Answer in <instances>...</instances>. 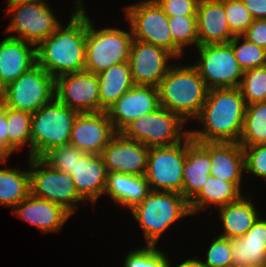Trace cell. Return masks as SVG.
<instances>
[{"instance_id": "6da1fadb", "label": "cell", "mask_w": 266, "mask_h": 267, "mask_svg": "<svg viewBox=\"0 0 266 267\" xmlns=\"http://www.w3.org/2000/svg\"><path fill=\"white\" fill-rule=\"evenodd\" d=\"M66 25L36 46V63L54 79L67 73L85 70L87 12L83 0H75Z\"/></svg>"}, {"instance_id": "7a4b0ae2", "label": "cell", "mask_w": 266, "mask_h": 267, "mask_svg": "<svg viewBox=\"0 0 266 267\" xmlns=\"http://www.w3.org/2000/svg\"><path fill=\"white\" fill-rule=\"evenodd\" d=\"M245 109L246 103L239 87L210 89L194 119L203 127L190 129L189 135L197 142L239 143Z\"/></svg>"}, {"instance_id": "3957f363", "label": "cell", "mask_w": 266, "mask_h": 267, "mask_svg": "<svg viewBox=\"0 0 266 267\" xmlns=\"http://www.w3.org/2000/svg\"><path fill=\"white\" fill-rule=\"evenodd\" d=\"M176 62L157 86L159 103L190 123L200 113L208 88L193 63L182 65Z\"/></svg>"}, {"instance_id": "277c9868", "label": "cell", "mask_w": 266, "mask_h": 267, "mask_svg": "<svg viewBox=\"0 0 266 267\" xmlns=\"http://www.w3.org/2000/svg\"><path fill=\"white\" fill-rule=\"evenodd\" d=\"M129 214L140 226L146 245H156L180 219L192 216L189 202L177 192L151 191Z\"/></svg>"}, {"instance_id": "5b68a950", "label": "cell", "mask_w": 266, "mask_h": 267, "mask_svg": "<svg viewBox=\"0 0 266 267\" xmlns=\"http://www.w3.org/2000/svg\"><path fill=\"white\" fill-rule=\"evenodd\" d=\"M77 114L55 97L32 113L31 157L41 158L49 150L69 144Z\"/></svg>"}, {"instance_id": "8992f818", "label": "cell", "mask_w": 266, "mask_h": 267, "mask_svg": "<svg viewBox=\"0 0 266 267\" xmlns=\"http://www.w3.org/2000/svg\"><path fill=\"white\" fill-rule=\"evenodd\" d=\"M133 40L130 26L129 31L116 27L98 29L87 12L85 71L99 74L115 64L129 62Z\"/></svg>"}, {"instance_id": "52a82bcc", "label": "cell", "mask_w": 266, "mask_h": 267, "mask_svg": "<svg viewBox=\"0 0 266 267\" xmlns=\"http://www.w3.org/2000/svg\"><path fill=\"white\" fill-rule=\"evenodd\" d=\"M186 125L178 114L160 106L130 122L121 133L147 147L171 146L182 142L189 135Z\"/></svg>"}, {"instance_id": "ba28073f", "label": "cell", "mask_w": 266, "mask_h": 267, "mask_svg": "<svg viewBox=\"0 0 266 267\" xmlns=\"http://www.w3.org/2000/svg\"><path fill=\"white\" fill-rule=\"evenodd\" d=\"M48 3L7 1L6 14L11 15L5 33L13 39L37 46L62 23Z\"/></svg>"}, {"instance_id": "9c48e42d", "label": "cell", "mask_w": 266, "mask_h": 267, "mask_svg": "<svg viewBox=\"0 0 266 267\" xmlns=\"http://www.w3.org/2000/svg\"><path fill=\"white\" fill-rule=\"evenodd\" d=\"M30 194L58 204L73 215L86 202L77 192L70 174L60 172L41 158L28 157Z\"/></svg>"}, {"instance_id": "30bf717a", "label": "cell", "mask_w": 266, "mask_h": 267, "mask_svg": "<svg viewBox=\"0 0 266 267\" xmlns=\"http://www.w3.org/2000/svg\"><path fill=\"white\" fill-rule=\"evenodd\" d=\"M195 50L197 57L193 65L208 90L239 87L244 72L229 42L198 45Z\"/></svg>"}, {"instance_id": "8fae6325", "label": "cell", "mask_w": 266, "mask_h": 267, "mask_svg": "<svg viewBox=\"0 0 266 267\" xmlns=\"http://www.w3.org/2000/svg\"><path fill=\"white\" fill-rule=\"evenodd\" d=\"M55 79L39 64L5 87L4 106L34 113L54 97Z\"/></svg>"}, {"instance_id": "7c38bea8", "label": "cell", "mask_w": 266, "mask_h": 267, "mask_svg": "<svg viewBox=\"0 0 266 267\" xmlns=\"http://www.w3.org/2000/svg\"><path fill=\"white\" fill-rule=\"evenodd\" d=\"M124 18L133 38L161 47L173 54V37L169 17L155 0H141L123 7Z\"/></svg>"}, {"instance_id": "4fadbf2b", "label": "cell", "mask_w": 266, "mask_h": 267, "mask_svg": "<svg viewBox=\"0 0 266 267\" xmlns=\"http://www.w3.org/2000/svg\"><path fill=\"white\" fill-rule=\"evenodd\" d=\"M186 138L175 145L150 147L145 177L151 191L177 192L182 195Z\"/></svg>"}, {"instance_id": "5bb4252c", "label": "cell", "mask_w": 266, "mask_h": 267, "mask_svg": "<svg viewBox=\"0 0 266 267\" xmlns=\"http://www.w3.org/2000/svg\"><path fill=\"white\" fill-rule=\"evenodd\" d=\"M55 98L78 113L100 112L97 74L80 71L55 78Z\"/></svg>"}, {"instance_id": "9a60e30c", "label": "cell", "mask_w": 266, "mask_h": 267, "mask_svg": "<svg viewBox=\"0 0 266 267\" xmlns=\"http://www.w3.org/2000/svg\"><path fill=\"white\" fill-rule=\"evenodd\" d=\"M174 61L179 62L172 53L164 48L135 39L132 42L129 65L135 85L157 87Z\"/></svg>"}, {"instance_id": "2e32d148", "label": "cell", "mask_w": 266, "mask_h": 267, "mask_svg": "<svg viewBox=\"0 0 266 267\" xmlns=\"http://www.w3.org/2000/svg\"><path fill=\"white\" fill-rule=\"evenodd\" d=\"M150 147L117 132L100 154L107 172L144 176Z\"/></svg>"}, {"instance_id": "e0dca14e", "label": "cell", "mask_w": 266, "mask_h": 267, "mask_svg": "<svg viewBox=\"0 0 266 267\" xmlns=\"http://www.w3.org/2000/svg\"><path fill=\"white\" fill-rule=\"evenodd\" d=\"M116 133L106 111L78 113L69 144L85 153L100 155Z\"/></svg>"}, {"instance_id": "ac0fdd59", "label": "cell", "mask_w": 266, "mask_h": 267, "mask_svg": "<svg viewBox=\"0 0 266 267\" xmlns=\"http://www.w3.org/2000/svg\"><path fill=\"white\" fill-rule=\"evenodd\" d=\"M160 107L158 88L152 85H134L106 112L116 132L130 122Z\"/></svg>"}, {"instance_id": "d6986e66", "label": "cell", "mask_w": 266, "mask_h": 267, "mask_svg": "<svg viewBox=\"0 0 266 267\" xmlns=\"http://www.w3.org/2000/svg\"><path fill=\"white\" fill-rule=\"evenodd\" d=\"M18 219L29 223L42 233H57L71 218V214L58 204L29 194L12 209Z\"/></svg>"}, {"instance_id": "ffe728a7", "label": "cell", "mask_w": 266, "mask_h": 267, "mask_svg": "<svg viewBox=\"0 0 266 267\" xmlns=\"http://www.w3.org/2000/svg\"><path fill=\"white\" fill-rule=\"evenodd\" d=\"M211 171L209 142L186 137V158L183 167L182 196L190 202L208 180Z\"/></svg>"}, {"instance_id": "44dd1931", "label": "cell", "mask_w": 266, "mask_h": 267, "mask_svg": "<svg viewBox=\"0 0 266 267\" xmlns=\"http://www.w3.org/2000/svg\"><path fill=\"white\" fill-rule=\"evenodd\" d=\"M69 174L85 201L95 205L103 197L107 169L101 155L85 153Z\"/></svg>"}, {"instance_id": "7402d4cb", "label": "cell", "mask_w": 266, "mask_h": 267, "mask_svg": "<svg viewBox=\"0 0 266 267\" xmlns=\"http://www.w3.org/2000/svg\"><path fill=\"white\" fill-rule=\"evenodd\" d=\"M196 17L199 45L228 43L234 37L225 15L224 0H199Z\"/></svg>"}, {"instance_id": "603a6c76", "label": "cell", "mask_w": 266, "mask_h": 267, "mask_svg": "<svg viewBox=\"0 0 266 267\" xmlns=\"http://www.w3.org/2000/svg\"><path fill=\"white\" fill-rule=\"evenodd\" d=\"M36 64V46L7 36L0 42V81L6 87Z\"/></svg>"}, {"instance_id": "cb8c5ba5", "label": "cell", "mask_w": 266, "mask_h": 267, "mask_svg": "<svg viewBox=\"0 0 266 267\" xmlns=\"http://www.w3.org/2000/svg\"><path fill=\"white\" fill-rule=\"evenodd\" d=\"M211 160L210 176L234 182L241 189L245 173V155L242 146L236 142H209Z\"/></svg>"}, {"instance_id": "d4e9b609", "label": "cell", "mask_w": 266, "mask_h": 267, "mask_svg": "<svg viewBox=\"0 0 266 267\" xmlns=\"http://www.w3.org/2000/svg\"><path fill=\"white\" fill-rule=\"evenodd\" d=\"M232 266H266V219L259 217L242 236L231 239Z\"/></svg>"}, {"instance_id": "484cf974", "label": "cell", "mask_w": 266, "mask_h": 267, "mask_svg": "<svg viewBox=\"0 0 266 267\" xmlns=\"http://www.w3.org/2000/svg\"><path fill=\"white\" fill-rule=\"evenodd\" d=\"M253 193H246L239 200L217 208L223 229L219 236L229 239L242 237L261 216L252 202Z\"/></svg>"}, {"instance_id": "4316f807", "label": "cell", "mask_w": 266, "mask_h": 267, "mask_svg": "<svg viewBox=\"0 0 266 267\" xmlns=\"http://www.w3.org/2000/svg\"><path fill=\"white\" fill-rule=\"evenodd\" d=\"M151 192L145 176L107 172L105 194L120 207L131 210Z\"/></svg>"}, {"instance_id": "83f0119b", "label": "cell", "mask_w": 266, "mask_h": 267, "mask_svg": "<svg viewBox=\"0 0 266 267\" xmlns=\"http://www.w3.org/2000/svg\"><path fill=\"white\" fill-rule=\"evenodd\" d=\"M242 192L243 189L234 182L209 176L200 192L189 202L190 212L197 216L201 212H208V208H211V206L217 209L239 200L246 193Z\"/></svg>"}, {"instance_id": "f1b7e54d", "label": "cell", "mask_w": 266, "mask_h": 267, "mask_svg": "<svg viewBox=\"0 0 266 267\" xmlns=\"http://www.w3.org/2000/svg\"><path fill=\"white\" fill-rule=\"evenodd\" d=\"M100 112L107 111L135 83L129 62L118 63L97 74Z\"/></svg>"}, {"instance_id": "f546056e", "label": "cell", "mask_w": 266, "mask_h": 267, "mask_svg": "<svg viewBox=\"0 0 266 267\" xmlns=\"http://www.w3.org/2000/svg\"><path fill=\"white\" fill-rule=\"evenodd\" d=\"M30 194V171L15 167L0 168V206L11 208Z\"/></svg>"}, {"instance_id": "4dcf8cb0", "label": "cell", "mask_w": 266, "mask_h": 267, "mask_svg": "<svg viewBox=\"0 0 266 267\" xmlns=\"http://www.w3.org/2000/svg\"><path fill=\"white\" fill-rule=\"evenodd\" d=\"M239 144L242 147L266 144V101L246 105Z\"/></svg>"}, {"instance_id": "1f68e13d", "label": "cell", "mask_w": 266, "mask_h": 267, "mask_svg": "<svg viewBox=\"0 0 266 267\" xmlns=\"http://www.w3.org/2000/svg\"><path fill=\"white\" fill-rule=\"evenodd\" d=\"M169 29L173 37V55L183 60L185 48L199 45L196 16L169 17Z\"/></svg>"}, {"instance_id": "d6a6232c", "label": "cell", "mask_w": 266, "mask_h": 267, "mask_svg": "<svg viewBox=\"0 0 266 267\" xmlns=\"http://www.w3.org/2000/svg\"><path fill=\"white\" fill-rule=\"evenodd\" d=\"M31 124V113L7 107L8 145L16 152L28 146V157H31Z\"/></svg>"}, {"instance_id": "836d02e7", "label": "cell", "mask_w": 266, "mask_h": 267, "mask_svg": "<svg viewBox=\"0 0 266 267\" xmlns=\"http://www.w3.org/2000/svg\"><path fill=\"white\" fill-rule=\"evenodd\" d=\"M229 43L243 72L266 65V49L253 44L243 36H234Z\"/></svg>"}, {"instance_id": "e575fe53", "label": "cell", "mask_w": 266, "mask_h": 267, "mask_svg": "<svg viewBox=\"0 0 266 267\" xmlns=\"http://www.w3.org/2000/svg\"><path fill=\"white\" fill-rule=\"evenodd\" d=\"M239 89L246 105L266 101V65L243 73Z\"/></svg>"}, {"instance_id": "d590c367", "label": "cell", "mask_w": 266, "mask_h": 267, "mask_svg": "<svg viewBox=\"0 0 266 267\" xmlns=\"http://www.w3.org/2000/svg\"><path fill=\"white\" fill-rule=\"evenodd\" d=\"M124 258L123 267H169L170 258L156 245L134 248Z\"/></svg>"}, {"instance_id": "8d00e7d4", "label": "cell", "mask_w": 266, "mask_h": 267, "mask_svg": "<svg viewBox=\"0 0 266 267\" xmlns=\"http://www.w3.org/2000/svg\"><path fill=\"white\" fill-rule=\"evenodd\" d=\"M84 154L74 145L66 144L49 150L41 159L50 167L69 174Z\"/></svg>"}, {"instance_id": "74e56055", "label": "cell", "mask_w": 266, "mask_h": 267, "mask_svg": "<svg viewBox=\"0 0 266 267\" xmlns=\"http://www.w3.org/2000/svg\"><path fill=\"white\" fill-rule=\"evenodd\" d=\"M224 10L234 36H242L254 21L242 0H224Z\"/></svg>"}, {"instance_id": "f35d334b", "label": "cell", "mask_w": 266, "mask_h": 267, "mask_svg": "<svg viewBox=\"0 0 266 267\" xmlns=\"http://www.w3.org/2000/svg\"><path fill=\"white\" fill-rule=\"evenodd\" d=\"M206 250L205 260L200 259L204 267H223L232 265L231 239L215 236Z\"/></svg>"}, {"instance_id": "ab89813d", "label": "cell", "mask_w": 266, "mask_h": 267, "mask_svg": "<svg viewBox=\"0 0 266 267\" xmlns=\"http://www.w3.org/2000/svg\"><path fill=\"white\" fill-rule=\"evenodd\" d=\"M245 155V172L262 181L266 179V144L242 147Z\"/></svg>"}, {"instance_id": "60d3db41", "label": "cell", "mask_w": 266, "mask_h": 267, "mask_svg": "<svg viewBox=\"0 0 266 267\" xmlns=\"http://www.w3.org/2000/svg\"><path fill=\"white\" fill-rule=\"evenodd\" d=\"M168 17L196 16L199 0H155Z\"/></svg>"}, {"instance_id": "b9f144b4", "label": "cell", "mask_w": 266, "mask_h": 267, "mask_svg": "<svg viewBox=\"0 0 266 267\" xmlns=\"http://www.w3.org/2000/svg\"><path fill=\"white\" fill-rule=\"evenodd\" d=\"M242 36L266 49V19H255Z\"/></svg>"}, {"instance_id": "7bdbcfd3", "label": "cell", "mask_w": 266, "mask_h": 267, "mask_svg": "<svg viewBox=\"0 0 266 267\" xmlns=\"http://www.w3.org/2000/svg\"><path fill=\"white\" fill-rule=\"evenodd\" d=\"M253 19H266V0H242Z\"/></svg>"}, {"instance_id": "ee69618b", "label": "cell", "mask_w": 266, "mask_h": 267, "mask_svg": "<svg viewBox=\"0 0 266 267\" xmlns=\"http://www.w3.org/2000/svg\"><path fill=\"white\" fill-rule=\"evenodd\" d=\"M13 152L15 153V151L8 145V136L0 135V163L6 165Z\"/></svg>"}, {"instance_id": "f6af8a7d", "label": "cell", "mask_w": 266, "mask_h": 267, "mask_svg": "<svg viewBox=\"0 0 266 267\" xmlns=\"http://www.w3.org/2000/svg\"><path fill=\"white\" fill-rule=\"evenodd\" d=\"M172 261H170L169 263V267H204L202 265V262L200 261V258H187L186 260H184L183 262H181L180 264H178L177 266L176 265H173L171 264Z\"/></svg>"}, {"instance_id": "bcb514c9", "label": "cell", "mask_w": 266, "mask_h": 267, "mask_svg": "<svg viewBox=\"0 0 266 267\" xmlns=\"http://www.w3.org/2000/svg\"><path fill=\"white\" fill-rule=\"evenodd\" d=\"M0 135H7V107L3 106V109L0 111Z\"/></svg>"}, {"instance_id": "7dc6e473", "label": "cell", "mask_w": 266, "mask_h": 267, "mask_svg": "<svg viewBox=\"0 0 266 267\" xmlns=\"http://www.w3.org/2000/svg\"><path fill=\"white\" fill-rule=\"evenodd\" d=\"M5 97V86L0 81V101H3Z\"/></svg>"}, {"instance_id": "c3c4849f", "label": "cell", "mask_w": 266, "mask_h": 267, "mask_svg": "<svg viewBox=\"0 0 266 267\" xmlns=\"http://www.w3.org/2000/svg\"><path fill=\"white\" fill-rule=\"evenodd\" d=\"M7 1H18V2H39V3H48L46 0H7Z\"/></svg>"}, {"instance_id": "681fc988", "label": "cell", "mask_w": 266, "mask_h": 267, "mask_svg": "<svg viewBox=\"0 0 266 267\" xmlns=\"http://www.w3.org/2000/svg\"><path fill=\"white\" fill-rule=\"evenodd\" d=\"M4 103L3 101H0V111L3 109Z\"/></svg>"}, {"instance_id": "f907efd6", "label": "cell", "mask_w": 266, "mask_h": 267, "mask_svg": "<svg viewBox=\"0 0 266 267\" xmlns=\"http://www.w3.org/2000/svg\"><path fill=\"white\" fill-rule=\"evenodd\" d=\"M245 267H266V266H245Z\"/></svg>"}]
</instances>
